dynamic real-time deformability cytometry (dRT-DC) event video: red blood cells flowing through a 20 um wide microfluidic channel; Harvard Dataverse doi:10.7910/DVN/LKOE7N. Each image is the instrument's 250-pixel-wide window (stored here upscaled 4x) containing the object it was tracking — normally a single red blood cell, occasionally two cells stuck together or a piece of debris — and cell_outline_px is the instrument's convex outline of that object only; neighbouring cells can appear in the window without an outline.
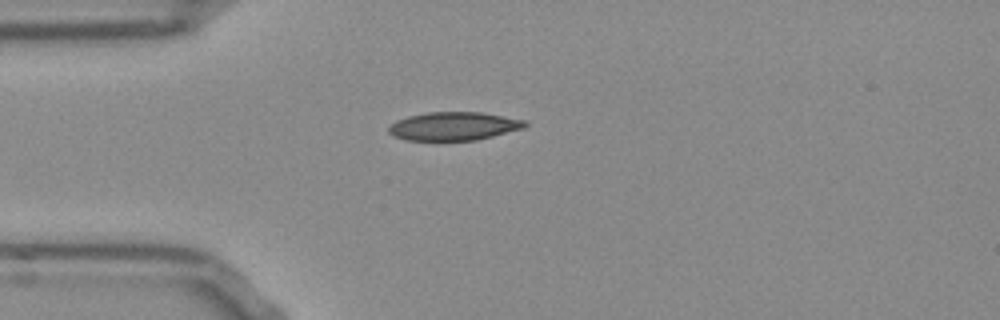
{"species": "Egyptian fruit bat (a non-hibernating species)", "species_latin": "Rousettus aegyptiacus", "temperature_condition": "room temperature", "stored_images_in_passage": 40, "camera_frame_rate_fps": 3000, "um_per_image_px": 0.085, "frame": {"image": 1, "passage_image": 1, "time_ms": 0.0, "image_size_px": [1000, 320], "cell_outline_px": [[528, 124], [524, 128], [476, 140], [404, 140], [392, 136], [388, 132], [388, 128], [396, 120], [408, 116], [428, 112], [480, 112], [524, 120]], "centroid_in_image_um": [38.53, 10.73], "position_along_channel_um": 46.5, "area_um2": 22.43}}
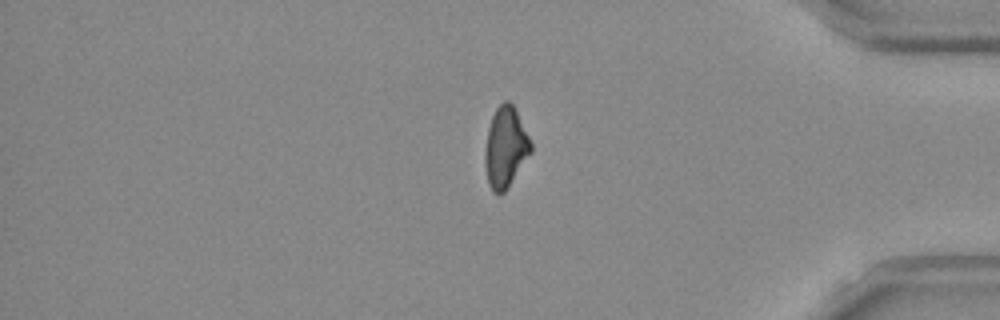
{"frame": {"image": 2, "passage_image": 31, "time_ms": 10.0, "image_size_px": [1000, 320], "cell_outline_px": [[532, 152], [504, 192], [492, 192], [488, 184], [484, 164], [484, 152], [488, 128], [492, 116], [496, 108], [504, 100], [508, 100], [512, 104], [532, 144]], "centroid_in_image_um": [42.94, 12.53], "position_along_channel_um": 392.3, "area_um2": 21.33}}
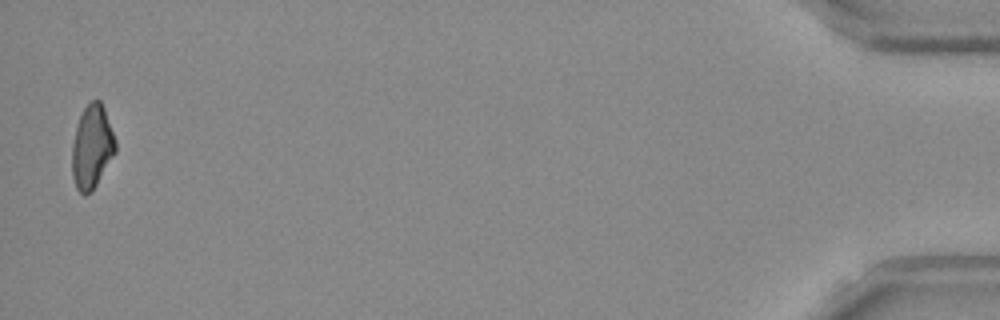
{"frame": {"image": 3, "passage_image": 39, "time_ms": 12.667, "image_size_px": [1000, 320], "cell_outline_px": [[116, 152], [92, 192], [84, 196], [76, 188], [72, 176], [72, 144], [76, 128], [80, 116], [84, 108], [92, 100], [100, 100], [104, 108], [116, 140]], "centroid_in_image_um": [7.82, 12.52], "position_along_channel_um": 427.4, "area_um2": 21.15}, "authors_computed_cell_mechanics": {"area_um2": 21.9351, "velocity_mm_per_s": 3.8689, "shape_relaxation_time_tau1_ms": null, "shape_relaxation_time_tau2_ms": 4.2871, "deformation_change_tau1": null, "deformation_change_tau2": 0.1133}}